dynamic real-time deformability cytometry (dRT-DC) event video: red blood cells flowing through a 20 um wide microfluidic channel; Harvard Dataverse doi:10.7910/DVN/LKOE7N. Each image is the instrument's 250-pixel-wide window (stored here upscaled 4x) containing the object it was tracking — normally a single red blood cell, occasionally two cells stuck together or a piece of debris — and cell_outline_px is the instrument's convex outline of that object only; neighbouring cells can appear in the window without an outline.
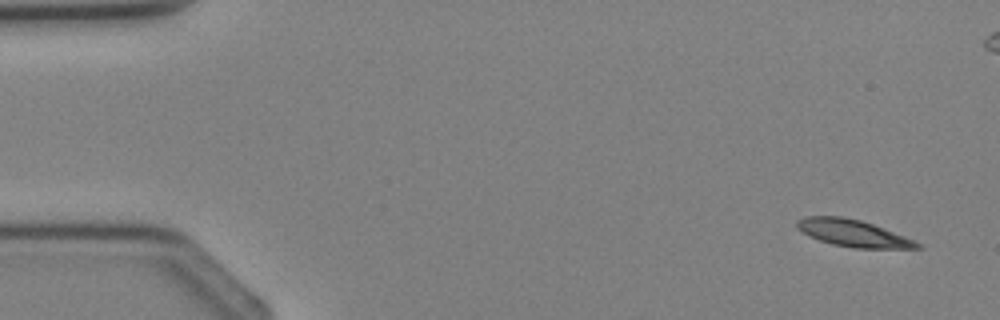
{"species": "Egyptian fruit bat (a non-hibernating species)", "species_latin": "Rousettus aegyptiacus", "temperature_condition": "cold", "stored_images_in_passage": 3, "segment_of_instrument_passage": [2, 2], "camera_frame_rate_fps": 3000, "um_per_image_px": 0.085, "animal": {"sex": "female"}, "frame": {"image": 1, "passage_image": 3, "time_ms": 2.333, "image_size_px": [1000, 320], "cell_outline_px": [[924, 248], [852, 248], [832, 244], [820, 240], [796, 228], [796, 220], [804, 216], [840, 216], [860, 220], [884, 228], [904, 236], [920, 244]], "centroid_in_image_um": [72.48, 19.81], "position_along_channel_um": 12.5, "area_um2": 18.61}}